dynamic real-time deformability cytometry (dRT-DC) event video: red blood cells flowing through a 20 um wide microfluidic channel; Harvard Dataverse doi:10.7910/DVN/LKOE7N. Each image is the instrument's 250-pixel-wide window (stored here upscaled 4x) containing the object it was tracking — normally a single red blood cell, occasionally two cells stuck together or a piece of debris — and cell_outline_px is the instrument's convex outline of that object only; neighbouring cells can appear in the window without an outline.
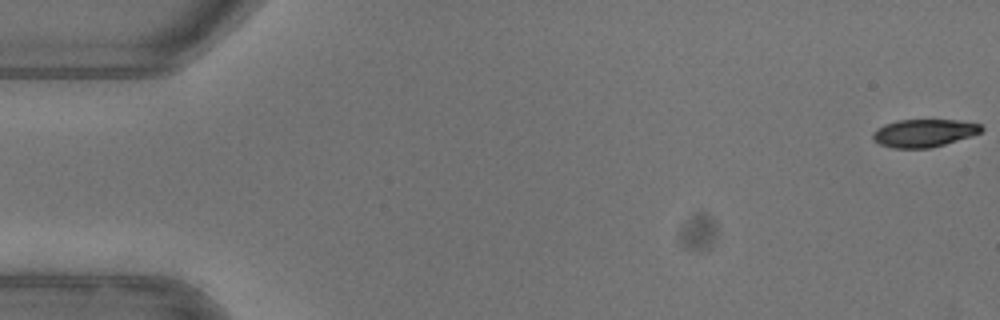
{"species": "common noctule bat (a hibernating species)", "species_latin": "Nyctalus noctula", "temperature_condition": "warm", "stored_images_in_passage": 52, "camera_frame_rate_fps": 3000, "um_per_image_px": 0.085, "animal": {"sex": "female"}, "frame": {"image": 1, "passage_image": 1, "time_ms": 0.0, "image_size_px": [1000, 320], "cell_outline_px": [[984, 128], [980, 132], [972, 136], [944, 144], [928, 148], [892, 148], [880, 144], [872, 140], [872, 136], [876, 128], [884, 124], [896, 120], [956, 120], [980, 124]], "centroid_in_image_um": [78.5, 11.3], "position_along_channel_um": 6.5, "area_um2": 17.57}}
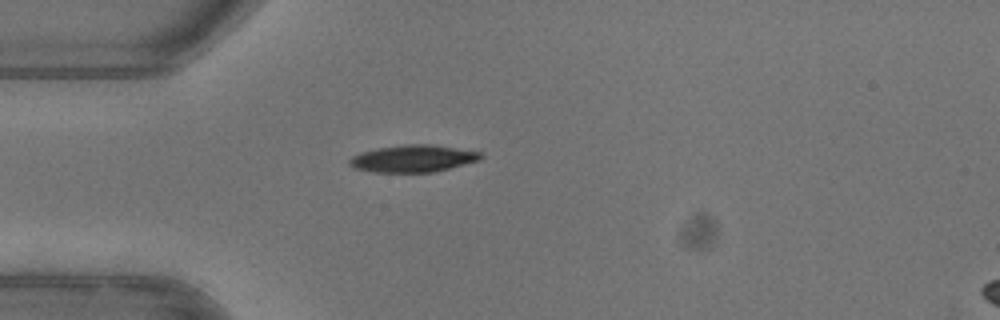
{"frame": {"image": 2, "passage_image": 15, "time_ms": 4.667, "image_size_px": [1000, 320], "cell_outline_px": [[484, 156], [480, 160], [432, 172], [372, 172], [352, 168], [348, 164], [348, 160], [352, 156], [360, 152], [376, 148], [404, 144], [432, 144], [480, 152]], "centroid_in_image_um": [35.05, 13.47], "position_along_channel_um": 50.0, "area_um2": 20.81}}
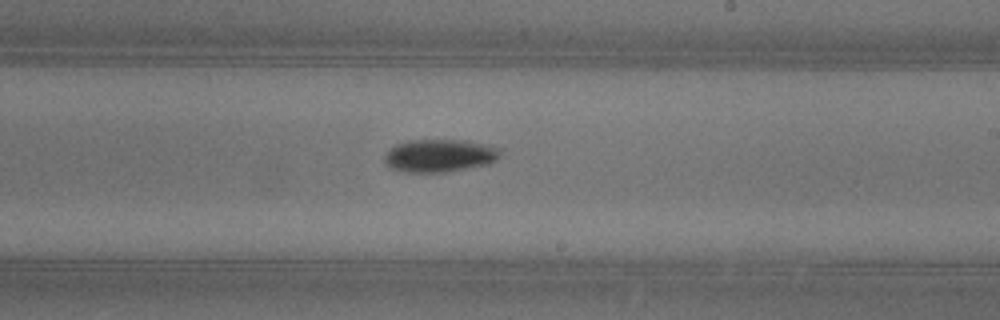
{"frame": {"image": 3, "passage_image": 31, "time_ms": 10.0, "image_size_px": [1000, 320], "cell_outline_px": [[500, 156], [496, 160], [488, 164], [448, 172], [408, 172], [388, 168], [384, 164], [384, 156], [396, 144], [408, 140], [468, 140], [500, 148]], "centroid_in_image_um": [37.35, 13.23], "position_along_channel_um": 251.6, "area_um2": 22.25}, "authors_computed_cell_mechanics": {"area_um2": 19.7098, "velocity_mm_per_s": 3.9877, "shape_relaxation_time_tau1_ms": 2.7864, "shape_relaxation_time_tau2_ms": null, "deformation_change_tau1": 0.1319, "deformation_change_tau2": null}}